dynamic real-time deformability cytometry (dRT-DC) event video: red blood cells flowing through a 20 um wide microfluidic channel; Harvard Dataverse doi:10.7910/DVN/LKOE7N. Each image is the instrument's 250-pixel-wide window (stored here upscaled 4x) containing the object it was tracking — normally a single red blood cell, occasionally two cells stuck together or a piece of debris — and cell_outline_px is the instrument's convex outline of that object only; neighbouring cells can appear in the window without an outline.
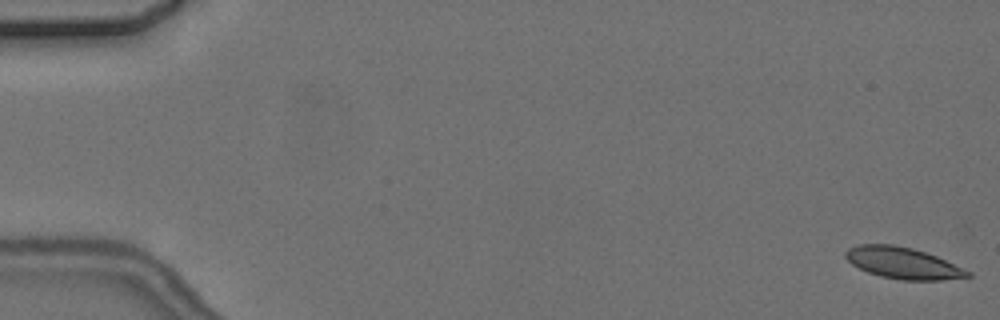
{"species": "common noctule bat (a hibernating species)", "species_latin": "Nyctalus noctula", "temperature_condition": "cold", "stored_images_in_passage": 8, "camera_frame_rate_fps": 3000, "um_per_image_px": 0.085, "animal": {"sex": "female", "body_mass_g": 24.6, "forearm_length_mm": 56.2}, "frame": {"image": 1, "passage_image": 1, "time_ms": 0.0, "image_size_px": [1000, 320], "cell_outline_px": [[972, 276], [944, 280], [900, 280], [880, 276], [868, 272], [852, 264], [844, 256], [844, 252], [848, 248], [856, 244], [892, 244], [912, 248], [936, 256], [972, 272]], "centroid_in_image_um": [76.73, 22.36], "position_along_channel_um": 8.3, "area_um2": 22.37}}
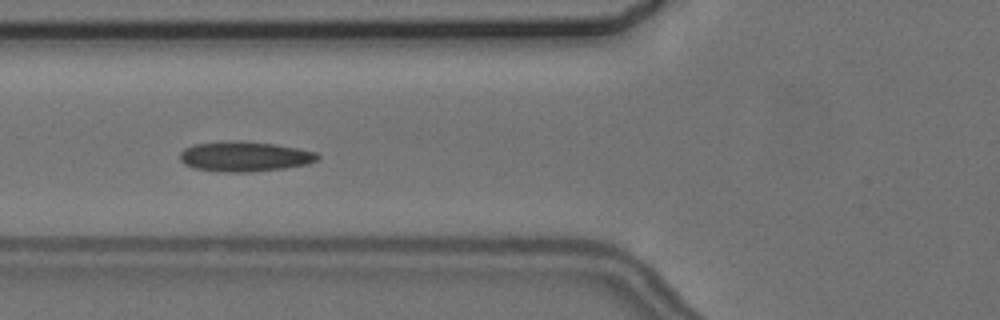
{"frame": {"image": 2, "passage_image": 6, "time_ms": 7.0, "image_size_px": [1000, 320], "cell_outline_px": [[320, 156], [316, 160], [308, 164], [284, 168], [252, 172], [224, 172], [196, 168], [184, 164], [180, 160], [180, 152], [184, 148], [192, 144], [236, 140], [276, 144], [316, 152]], "centroid_in_image_um": [20.78, 13.3], "position_along_channel_um": 105.0, "area_um2": 24.1}}
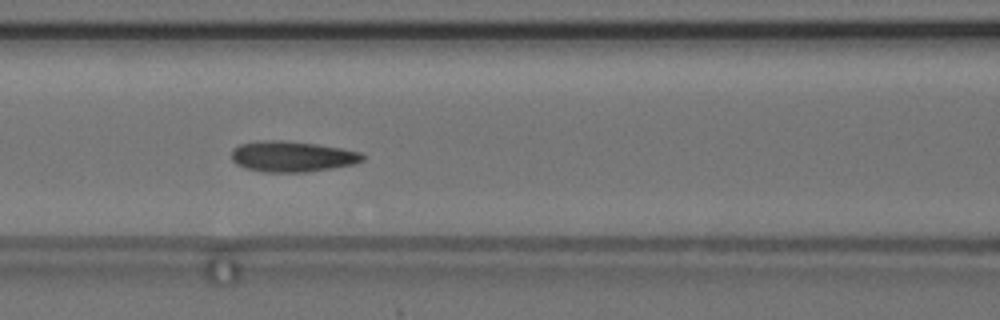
{"frame": {"image": 3, "passage_image": 7, "time_ms": 8.0, "image_size_px": [1000, 320], "cell_outline_px": [[364, 160], [352, 164], [332, 168], [304, 172], [264, 172], [244, 168], [236, 164], [232, 160], [232, 148], [240, 144], [260, 140], [284, 140], [316, 144], [340, 148], [360, 152], [364, 156]], "centroid_in_image_um": [24.78, 13.3], "position_along_channel_um": 141.8, "area_um2": 23.47}}